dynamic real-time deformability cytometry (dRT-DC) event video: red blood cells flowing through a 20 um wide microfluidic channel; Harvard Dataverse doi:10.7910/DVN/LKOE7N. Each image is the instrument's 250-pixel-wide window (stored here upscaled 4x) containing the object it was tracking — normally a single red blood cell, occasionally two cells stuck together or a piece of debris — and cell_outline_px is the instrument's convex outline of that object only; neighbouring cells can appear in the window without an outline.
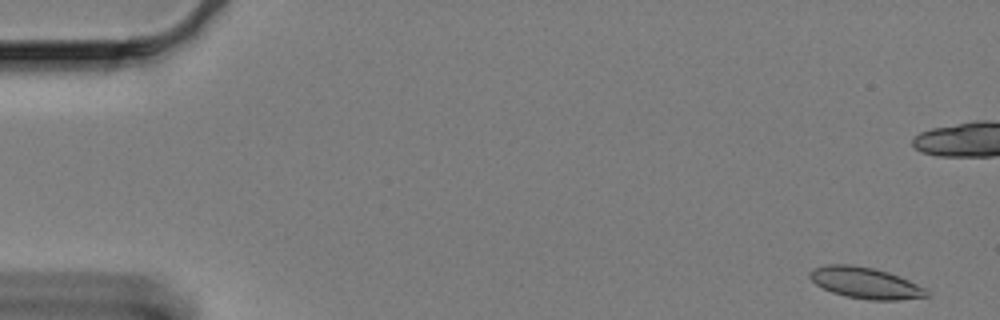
{"species": "Egyptian fruit bat (a non-hibernating species)", "species_latin": "Rousettus aegyptiacus", "temperature_condition": "cold", "stored_images_in_passage": 61, "camera_frame_rate_fps": 3000, "um_per_image_px": 0.085, "animal": {"sex": "female"}, "frame": {"image": 1, "passage_image": 1, "time_ms": 0.0, "image_size_px": [1000, 320], "cell_outline_px": [[932, 296], [900, 300], [868, 300], [844, 296], [832, 292], [816, 284], [808, 276], [808, 272], [812, 268], [828, 264], [848, 264], [872, 268], [888, 272], [908, 280], [924, 288]], "centroid_in_image_um": [73.54, 24.05], "position_along_channel_um": 11.5, "area_um2": 21.27}}
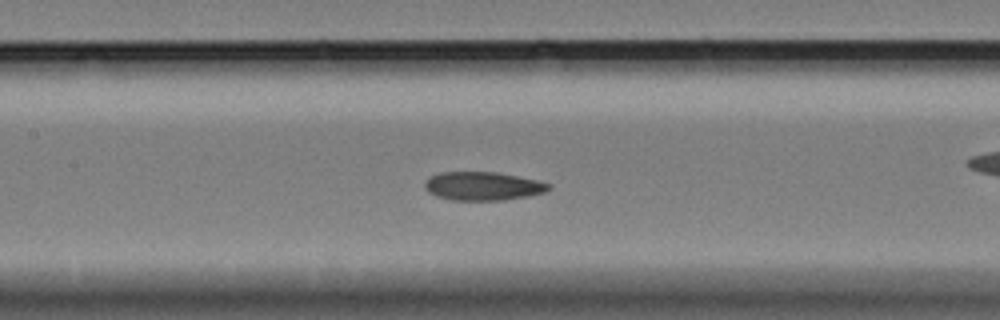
{"frame": {"image": 2, "passage_image": 27, "time_ms": 8.667, "image_size_px": [1000, 320], "cell_outline_px": [[552, 188], [544, 192], [528, 196], [504, 200], [452, 200], [436, 196], [428, 192], [424, 188], [424, 184], [432, 176], [440, 172], [496, 172], [536, 180], [552, 184]], "centroid_in_image_um": [41.05, 15.82], "position_along_channel_um": 166.3, "area_um2": 20.52}}
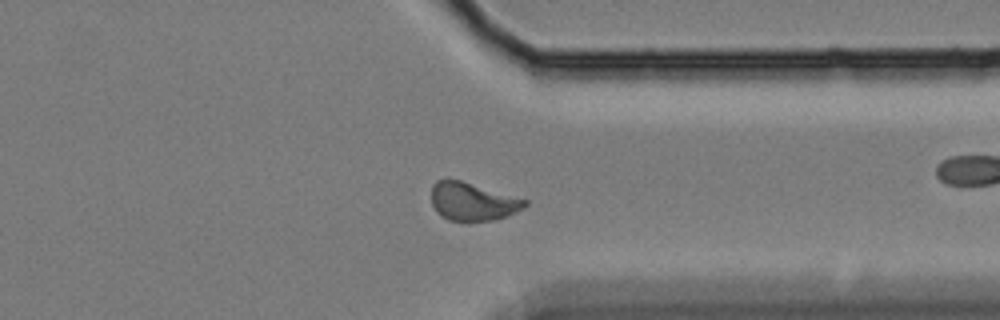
{"frame": {"image": 3, "passage_image": 46, "time_ms": 15.0, "image_size_px": [1000, 320], "cell_outline_px": [[528, 204], [524, 208], [516, 212], [496, 220], [468, 224], [448, 220], [440, 216], [432, 204], [432, 184], [436, 180], [448, 176], [528, 200]], "centroid_in_image_um": [40.14, 17.15], "position_along_channel_um": 371.3, "area_um2": 21.68}, "authors_computed_cell_mechanics": {"area_um2": 20.9236, "velocity_mm_per_s": 3.2586, "shape_relaxation_time_tau1_ms": null, "shape_relaxation_time_tau2_ms": 3.0666, "deformation_change_tau1": null, "deformation_change_tau2": 0.0567}}